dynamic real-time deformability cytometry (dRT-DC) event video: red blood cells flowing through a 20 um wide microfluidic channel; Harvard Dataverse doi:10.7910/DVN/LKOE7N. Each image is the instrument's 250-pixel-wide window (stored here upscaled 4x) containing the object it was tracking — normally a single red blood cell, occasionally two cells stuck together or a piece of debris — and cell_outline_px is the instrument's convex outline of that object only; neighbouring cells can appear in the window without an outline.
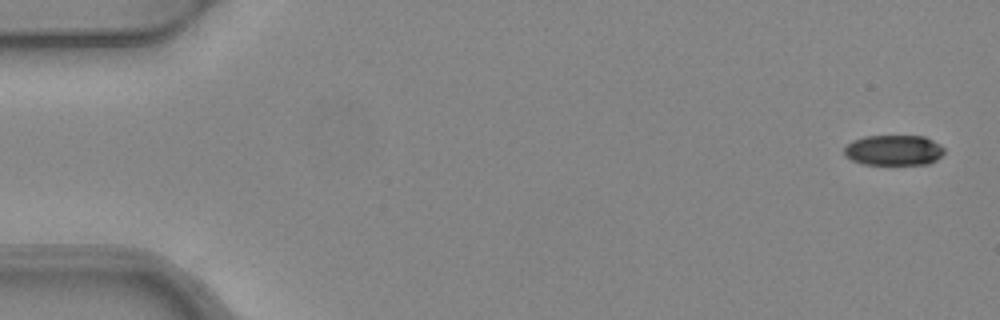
{"species": "common noctule bat (a hibernating species)", "species_latin": "Nyctalus noctula", "temperature_condition": "warm", "stored_images_in_passage": 5, "camera_frame_rate_fps": 3000, "um_per_image_px": 0.085, "animal": {"sex": "female", "body_mass_g": 24.6, "forearm_length_mm": 56.2}, "frame": {"image": 1, "passage_image": 1, "time_ms": 0.0, "image_size_px": [1000, 320], "cell_outline_px": [[944, 152], [936, 160], [928, 164], [864, 164], [852, 160], [844, 156], [844, 148], [852, 140], [864, 136], [924, 136], [940, 144], [944, 148]], "centroid_in_image_um": [75.95, 12.76], "position_along_channel_um": 9.0, "area_um2": 17.74}}
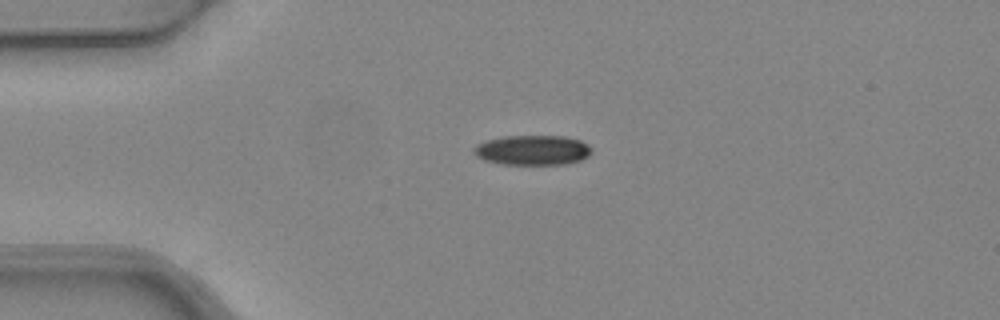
{"frame": {"image": 2, "passage_image": 4, "time_ms": 1.0, "image_size_px": [1000, 320], "cell_outline_px": [[592, 152], [588, 156], [580, 160], [564, 164], [500, 164], [484, 160], [476, 156], [472, 152], [472, 148], [476, 144], [488, 140], [504, 136], [564, 136], [580, 140], [588, 144], [592, 148]], "centroid_in_image_um": [45.25, 12.76], "position_along_channel_um": 39.8, "area_um2": 20.63}}